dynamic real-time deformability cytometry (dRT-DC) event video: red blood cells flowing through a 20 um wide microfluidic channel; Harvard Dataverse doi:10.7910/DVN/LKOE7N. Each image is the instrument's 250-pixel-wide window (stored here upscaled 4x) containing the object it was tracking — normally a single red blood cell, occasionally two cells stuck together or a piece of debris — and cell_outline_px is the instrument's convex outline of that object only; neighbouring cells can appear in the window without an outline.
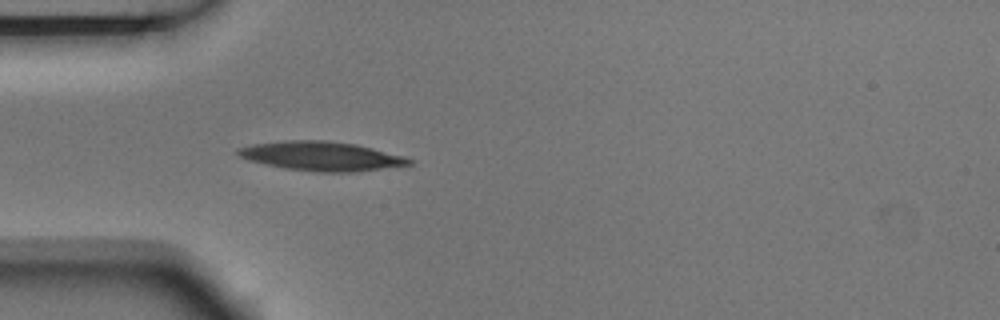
{"species": "Egyptian fruit bat (a non-hibernating species)", "species_latin": "Rousettus aegyptiacus", "temperature_condition": "room temperature", "stored_images_in_passage": 5, "camera_frame_rate_fps": 3000, "um_per_image_px": 0.085, "animal": {"sex": "male"}, "frame": {"image": 1, "passage_image": 5, "time_ms": 1.333, "image_size_px": [1000, 320], "cell_outline_px": [[412, 164], [356, 172], [316, 172], [284, 168], [248, 160], [240, 156], [236, 152], [236, 148], [252, 144], [288, 140], [324, 140], [356, 144], [404, 156], [412, 160]], "centroid_in_image_um": [27.3, 13.27], "position_along_channel_um": 57.7, "area_um2": 29.02}}